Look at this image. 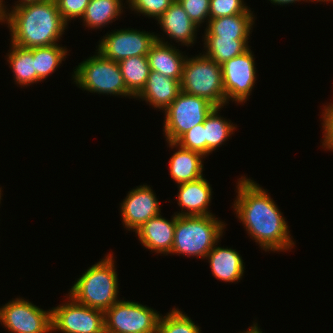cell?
I'll return each mask as SVG.
<instances>
[{
    "label": "cell",
    "mask_w": 333,
    "mask_h": 333,
    "mask_svg": "<svg viewBox=\"0 0 333 333\" xmlns=\"http://www.w3.org/2000/svg\"><path fill=\"white\" fill-rule=\"evenodd\" d=\"M210 19L231 16L241 13H251L243 0H210Z\"/></svg>",
    "instance_id": "obj_30"
},
{
    "label": "cell",
    "mask_w": 333,
    "mask_h": 333,
    "mask_svg": "<svg viewBox=\"0 0 333 333\" xmlns=\"http://www.w3.org/2000/svg\"><path fill=\"white\" fill-rule=\"evenodd\" d=\"M147 59L150 70L178 81L182 80L186 57L180 53L179 49L163 42L162 38L156 36V42L151 46Z\"/></svg>",
    "instance_id": "obj_17"
},
{
    "label": "cell",
    "mask_w": 333,
    "mask_h": 333,
    "mask_svg": "<svg viewBox=\"0 0 333 333\" xmlns=\"http://www.w3.org/2000/svg\"><path fill=\"white\" fill-rule=\"evenodd\" d=\"M181 91L203 97L216 107L226 104L221 64L206 55L186 58L181 80Z\"/></svg>",
    "instance_id": "obj_5"
},
{
    "label": "cell",
    "mask_w": 333,
    "mask_h": 333,
    "mask_svg": "<svg viewBox=\"0 0 333 333\" xmlns=\"http://www.w3.org/2000/svg\"><path fill=\"white\" fill-rule=\"evenodd\" d=\"M4 7L6 8V6L3 4V0H0V22H3L7 13V10Z\"/></svg>",
    "instance_id": "obj_35"
},
{
    "label": "cell",
    "mask_w": 333,
    "mask_h": 333,
    "mask_svg": "<svg viewBox=\"0 0 333 333\" xmlns=\"http://www.w3.org/2000/svg\"><path fill=\"white\" fill-rule=\"evenodd\" d=\"M181 92V81L150 70L145 87L136 96L154 108L165 110Z\"/></svg>",
    "instance_id": "obj_16"
},
{
    "label": "cell",
    "mask_w": 333,
    "mask_h": 333,
    "mask_svg": "<svg viewBox=\"0 0 333 333\" xmlns=\"http://www.w3.org/2000/svg\"><path fill=\"white\" fill-rule=\"evenodd\" d=\"M52 308V331L63 333H105L104 311L75 301Z\"/></svg>",
    "instance_id": "obj_9"
},
{
    "label": "cell",
    "mask_w": 333,
    "mask_h": 333,
    "mask_svg": "<svg viewBox=\"0 0 333 333\" xmlns=\"http://www.w3.org/2000/svg\"><path fill=\"white\" fill-rule=\"evenodd\" d=\"M234 210L250 237L265 251H283L294 244L285 218L269 194L256 182L241 176Z\"/></svg>",
    "instance_id": "obj_1"
},
{
    "label": "cell",
    "mask_w": 333,
    "mask_h": 333,
    "mask_svg": "<svg viewBox=\"0 0 333 333\" xmlns=\"http://www.w3.org/2000/svg\"><path fill=\"white\" fill-rule=\"evenodd\" d=\"M160 212L156 195L147 185H141L129 191L121 203L123 224L128 230H138L145 222L156 217Z\"/></svg>",
    "instance_id": "obj_13"
},
{
    "label": "cell",
    "mask_w": 333,
    "mask_h": 333,
    "mask_svg": "<svg viewBox=\"0 0 333 333\" xmlns=\"http://www.w3.org/2000/svg\"><path fill=\"white\" fill-rule=\"evenodd\" d=\"M5 21L10 27L11 44L27 49L57 44L67 25L55 0L17 5L6 13Z\"/></svg>",
    "instance_id": "obj_2"
},
{
    "label": "cell",
    "mask_w": 333,
    "mask_h": 333,
    "mask_svg": "<svg viewBox=\"0 0 333 333\" xmlns=\"http://www.w3.org/2000/svg\"><path fill=\"white\" fill-rule=\"evenodd\" d=\"M190 19L196 24L200 25L207 18L210 19V0H177Z\"/></svg>",
    "instance_id": "obj_32"
},
{
    "label": "cell",
    "mask_w": 333,
    "mask_h": 333,
    "mask_svg": "<svg viewBox=\"0 0 333 333\" xmlns=\"http://www.w3.org/2000/svg\"><path fill=\"white\" fill-rule=\"evenodd\" d=\"M171 221L164 219L161 214L150 218L135 233L142 245L157 253H171L177 214L172 216Z\"/></svg>",
    "instance_id": "obj_14"
},
{
    "label": "cell",
    "mask_w": 333,
    "mask_h": 333,
    "mask_svg": "<svg viewBox=\"0 0 333 333\" xmlns=\"http://www.w3.org/2000/svg\"><path fill=\"white\" fill-rule=\"evenodd\" d=\"M223 223L214 215H178L171 254H185L204 259L219 242L225 226Z\"/></svg>",
    "instance_id": "obj_4"
},
{
    "label": "cell",
    "mask_w": 333,
    "mask_h": 333,
    "mask_svg": "<svg viewBox=\"0 0 333 333\" xmlns=\"http://www.w3.org/2000/svg\"><path fill=\"white\" fill-rule=\"evenodd\" d=\"M128 91L136 97L145 87L150 67L147 56H134L118 62Z\"/></svg>",
    "instance_id": "obj_22"
},
{
    "label": "cell",
    "mask_w": 333,
    "mask_h": 333,
    "mask_svg": "<svg viewBox=\"0 0 333 333\" xmlns=\"http://www.w3.org/2000/svg\"><path fill=\"white\" fill-rule=\"evenodd\" d=\"M122 0H90L82 20L86 27L101 28L116 19L123 10ZM122 10V11H121Z\"/></svg>",
    "instance_id": "obj_25"
},
{
    "label": "cell",
    "mask_w": 333,
    "mask_h": 333,
    "mask_svg": "<svg viewBox=\"0 0 333 333\" xmlns=\"http://www.w3.org/2000/svg\"><path fill=\"white\" fill-rule=\"evenodd\" d=\"M253 13H241L215 19H209L205 36L220 38L249 39L252 28Z\"/></svg>",
    "instance_id": "obj_21"
},
{
    "label": "cell",
    "mask_w": 333,
    "mask_h": 333,
    "mask_svg": "<svg viewBox=\"0 0 333 333\" xmlns=\"http://www.w3.org/2000/svg\"><path fill=\"white\" fill-rule=\"evenodd\" d=\"M157 20L171 39L186 46L194 43L198 25L190 19L177 0Z\"/></svg>",
    "instance_id": "obj_18"
},
{
    "label": "cell",
    "mask_w": 333,
    "mask_h": 333,
    "mask_svg": "<svg viewBox=\"0 0 333 333\" xmlns=\"http://www.w3.org/2000/svg\"><path fill=\"white\" fill-rule=\"evenodd\" d=\"M113 254L89 267L68 293L78 303L106 311L118 298V278Z\"/></svg>",
    "instance_id": "obj_3"
},
{
    "label": "cell",
    "mask_w": 333,
    "mask_h": 333,
    "mask_svg": "<svg viewBox=\"0 0 333 333\" xmlns=\"http://www.w3.org/2000/svg\"><path fill=\"white\" fill-rule=\"evenodd\" d=\"M179 194L178 205L183 209H187V212L176 213L179 216H207L212 215L208 211V206L211 201L212 188L208 183V180L203 176L189 182L178 184Z\"/></svg>",
    "instance_id": "obj_15"
},
{
    "label": "cell",
    "mask_w": 333,
    "mask_h": 333,
    "mask_svg": "<svg viewBox=\"0 0 333 333\" xmlns=\"http://www.w3.org/2000/svg\"><path fill=\"white\" fill-rule=\"evenodd\" d=\"M65 47L54 44L46 47L33 48V59L35 60V71L37 82L46 79L57 69L67 55Z\"/></svg>",
    "instance_id": "obj_27"
},
{
    "label": "cell",
    "mask_w": 333,
    "mask_h": 333,
    "mask_svg": "<svg viewBox=\"0 0 333 333\" xmlns=\"http://www.w3.org/2000/svg\"><path fill=\"white\" fill-rule=\"evenodd\" d=\"M205 52L211 60L222 64L249 49L248 39L220 38V36H205Z\"/></svg>",
    "instance_id": "obj_23"
},
{
    "label": "cell",
    "mask_w": 333,
    "mask_h": 333,
    "mask_svg": "<svg viewBox=\"0 0 333 333\" xmlns=\"http://www.w3.org/2000/svg\"><path fill=\"white\" fill-rule=\"evenodd\" d=\"M205 258H208L215 278L232 283L242 278L243 260L234 249L214 246Z\"/></svg>",
    "instance_id": "obj_19"
},
{
    "label": "cell",
    "mask_w": 333,
    "mask_h": 333,
    "mask_svg": "<svg viewBox=\"0 0 333 333\" xmlns=\"http://www.w3.org/2000/svg\"><path fill=\"white\" fill-rule=\"evenodd\" d=\"M323 117V146L333 151V104L324 107Z\"/></svg>",
    "instance_id": "obj_34"
},
{
    "label": "cell",
    "mask_w": 333,
    "mask_h": 333,
    "mask_svg": "<svg viewBox=\"0 0 333 333\" xmlns=\"http://www.w3.org/2000/svg\"><path fill=\"white\" fill-rule=\"evenodd\" d=\"M0 322L11 333H49L52 332V310L44 311L16 298L0 308Z\"/></svg>",
    "instance_id": "obj_10"
},
{
    "label": "cell",
    "mask_w": 333,
    "mask_h": 333,
    "mask_svg": "<svg viewBox=\"0 0 333 333\" xmlns=\"http://www.w3.org/2000/svg\"><path fill=\"white\" fill-rule=\"evenodd\" d=\"M220 108L215 107L203 122L206 139V156L224 144L223 142L233 134V130L235 129L233 123L231 124L230 121L228 122L223 117H219L218 111H220Z\"/></svg>",
    "instance_id": "obj_26"
},
{
    "label": "cell",
    "mask_w": 333,
    "mask_h": 333,
    "mask_svg": "<svg viewBox=\"0 0 333 333\" xmlns=\"http://www.w3.org/2000/svg\"><path fill=\"white\" fill-rule=\"evenodd\" d=\"M244 333H262V331H260V328H258V325L256 323H254L250 328H248V331H246Z\"/></svg>",
    "instance_id": "obj_37"
},
{
    "label": "cell",
    "mask_w": 333,
    "mask_h": 333,
    "mask_svg": "<svg viewBox=\"0 0 333 333\" xmlns=\"http://www.w3.org/2000/svg\"><path fill=\"white\" fill-rule=\"evenodd\" d=\"M74 82L89 92L132 96L124 84L118 62L105 58L100 52L85 61L75 69Z\"/></svg>",
    "instance_id": "obj_6"
},
{
    "label": "cell",
    "mask_w": 333,
    "mask_h": 333,
    "mask_svg": "<svg viewBox=\"0 0 333 333\" xmlns=\"http://www.w3.org/2000/svg\"><path fill=\"white\" fill-rule=\"evenodd\" d=\"M104 314L105 332L157 333L160 314L138 302L119 300Z\"/></svg>",
    "instance_id": "obj_8"
},
{
    "label": "cell",
    "mask_w": 333,
    "mask_h": 333,
    "mask_svg": "<svg viewBox=\"0 0 333 333\" xmlns=\"http://www.w3.org/2000/svg\"><path fill=\"white\" fill-rule=\"evenodd\" d=\"M8 54V62L13 70L15 81L21 85H31L37 82L33 48L27 49L12 44Z\"/></svg>",
    "instance_id": "obj_24"
},
{
    "label": "cell",
    "mask_w": 333,
    "mask_h": 333,
    "mask_svg": "<svg viewBox=\"0 0 333 333\" xmlns=\"http://www.w3.org/2000/svg\"><path fill=\"white\" fill-rule=\"evenodd\" d=\"M168 144L172 148L179 147L169 161L171 178L177 184L193 181L203 176L202 159L204 156L202 154L184 149L173 142H168Z\"/></svg>",
    "instance_id": "obj_20"
},
{
    "label": "cell",
    "mask_w": 333,
    "mask_h": 333,
    "mask_svg": "<svg viewBox=\"0 0 333 333\" xmlns=\"http://www.w3.org/2000/svg\"><path fill=\"white\" fill-rule=\"evenodd\" d=\"M254 55L250 48L242 54L221 64L223 86L228 100L246 102L256 81ZM230 98V99H229Z\"/></svg>",
    "instance_id": "obj_11"
},
{
    "label": "cell",
    "mask_w": 333,
    "mask_h": 333,
    "mask_svg": "<svg viewBox=\"0 0 333 333\" xmlns=\"http://www.w3.org/2000/svg\"><path fill=\"white\" fill-rule=\"evenodd\" d=\"M129 8L158 19L175 0H128Z\"/></svg>",
    "instance_id": "obj_31"
},
{
    "label": "cell",
    "mask_w": 333,
    "mask_h": 333,
    "mask_svg": "<svg viewBox=\"0 0 333 333\" xmlns=\"http://www.w3.org/2000/svg\"><path fill=\"white\" fill-rule=\"evenodd\" d=\"M295 1H298V2H299V1H301V0H270L271 3H275V4H278V5H279V4H280V5H281V4H282V5H283V4H289V3L292 4V3H294ZM303 1H304V0H303ZM306 1H308V0H306ZM309 1H312V0H309ZM313 1H314V0H313Z\"/></svg>",
    "instance_id": "obj_36"
},
{
    "label": "cell",
    "mask_w": 333,
    "mask_h": 333,
    "mask_svg": "<svg viewBox=\"0 0 333 333\" xmlns=\"http://www.w3.org/2000/svg\"><path fill=\"white\" fill-rule=\"evenodd\" d=\"M156 42V35L131 28L121 29L107 35L101 40L97 51L105 58L115 62L134 56H147L151 46Z\"/></svg>",
    "instance_id": "obj_12"
},
{
    "label": "cell",
    "mask_w": 333,
    "mask_h": 333,
    "mask_svg": "<svg viewBox=\"0 0 333 333\" xmlns=\"http://www.w3.org/2000/svg\"><path fill=\"white\" fill-rule=\"evenodd\" d=\"M40 1H43V0H19V4H15V7L17 5H24V4H28V3H34V2H40Z\"/></svg>",
    "instance_id": "obj_38"
},
{
    "label": "cell",
    "mask_w": 333,
    "mask_h": 333,
    "mask_svg": "<svg viewBox=\"0 0 333 333\" xmlns=\"http://www.w3.org/2000/svg\"><path fill=\"white\" fill-rule=\"evenodd\" d=\"M57 8L63 20L68 24L69 20L82 16L90 0H55Z\"/></svg>",
    "instance_id": "obj_33"
},
{
    "label": "cell",
    "mask_w": 333,
    "mask_h": 333,
    "mask_svg": "<svg viewBox=\"0 0 333 333\" xmlns=\"http://www.w3.org/2000/svg\"><path fill=\"white\" fill-rule=\"evenodd\" d=\"M215 107L203 97L181 91L164 110L166 117L163 127L166 141L175 143L192 127L203 123Z\"/></svg>",
    "instance_id": "obj_7"
},
{
    "label": "cell",
    "mask_w": 333,
    "mask_h": 333,
    "mask_svg": "<svg viewBox=\"0 0 333 333\" xmlns=\"http://www.w3.org/2000/svg\"><path fill=\"white\" fill-rule=\"evenodd\" d=\"M178 146L198 152L206 156V139L204 134V124L199 123L184 133L176 142Z\"/></svg>",
    "instance_id": "obj_29"
},
{
    "label": "cell",
    "mask_w": 333,
    "mask_h": 333,
    "mask_svg": "<svg viewBox=\"0 0 333 333\" xmlns=\"http://www.w3.org/2000/svg\"><path fill=\"white\" fill-rule=\"evenodd\" d=\"M199 326L178 308L171 310L165 317L160 316L157 333H201Z\"/></svg>",
    "instance_id": "obj_28"
}]
</instances>
